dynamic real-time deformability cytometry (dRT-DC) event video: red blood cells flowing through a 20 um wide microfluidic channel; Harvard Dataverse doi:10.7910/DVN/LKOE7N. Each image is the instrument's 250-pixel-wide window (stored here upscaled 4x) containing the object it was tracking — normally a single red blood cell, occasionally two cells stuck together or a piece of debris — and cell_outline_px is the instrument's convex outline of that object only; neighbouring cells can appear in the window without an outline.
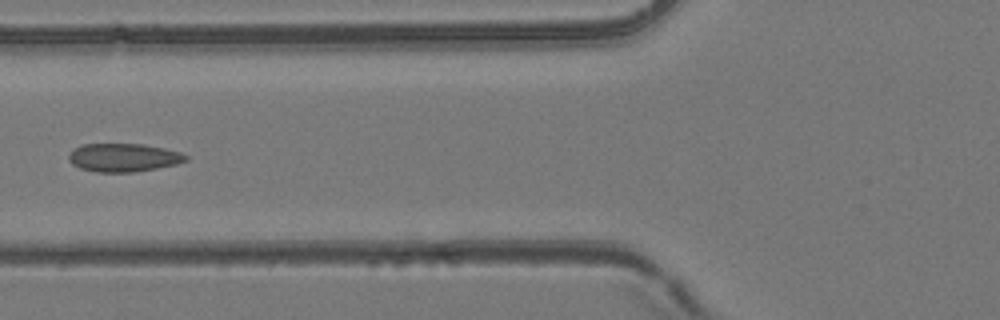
{"species": "common noctule bat (a hibernating species)", "species_latin": "Nyctalus noctula", "temperature_condition": "room temperature", "stored_images_in_passage": 6, "camera_frame_rate_fps": 3000, "um_per_image_px": 0.085, "animal": {"sex": "female", "body_mass_g": 24.6, "forearm_length_mm": 56.2}, "frame": {"image": 1, "passage_image": 6, "time_ms": 1.667, "image_size_px": [1000, 320], "cell_outline_px": [[188, 160], [176, 164], [156, 168], [132, 172], [96, 172], [80, 168], [72, 164], [68, 160], [68, 156], [80, 144], [144, 144], [164, 148], [180, 152], [188, 156]], "centroid_in_image_um": [10.5, 13.39], "position_along_channel_um": 115.3, "area_um2": 19.25}}